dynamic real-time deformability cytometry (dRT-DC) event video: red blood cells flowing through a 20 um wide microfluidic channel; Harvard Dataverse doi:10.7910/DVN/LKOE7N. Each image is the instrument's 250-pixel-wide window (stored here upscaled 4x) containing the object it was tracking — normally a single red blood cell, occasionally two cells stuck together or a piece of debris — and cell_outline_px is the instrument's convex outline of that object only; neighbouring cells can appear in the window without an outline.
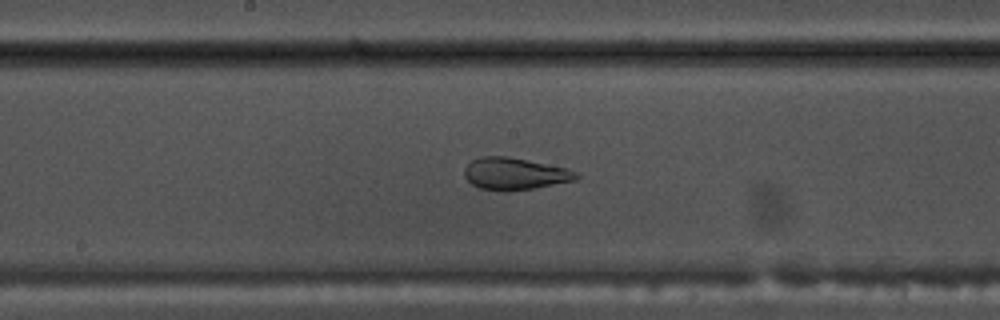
{"species": "common noctule bat (a hibernating species)", "species_latin": "Nyctalus noctula", "temperature_condition": "warm", "stored_images_in_passage": 46, "camera_frame_rate_fps": 3000, "um_per_image_px": 0.085, "animal": {"sex": "male", "body_mass_g": 17.5, "forearm_length_mm": 52.3}, "frame": {"image": 1, "passage_image": 27, "time_ms": 8.667, "image_size_px": [1000, 320], "cell_outline_px": [[580, 176], [576, 180], [536, 188], [508, 192], [500, 192], [480, 188], [472, 184], [464, 176], [464, 168], [472, 160], [480, 156], [508, 156], [568, 168], [576, 172]], "centroid_in_image_um": [43.76, 14.78], "position_along_channel_um": 204.4, "area_um2": 21.21}}
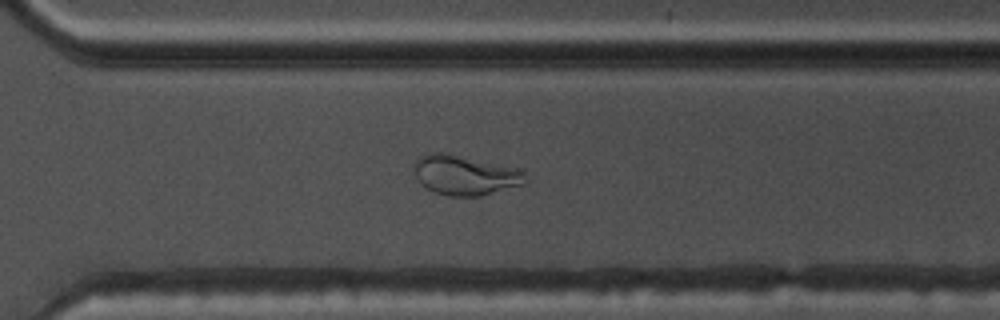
{"frame": {"image": 2, "passage_image": 37, "time_ms": 12.0, "image_size_px": [1000, 320], "cell_outline_px": [[528, 180], [524, 184], [480, 196], [448, 196], [432, 192], [424, 188], [420, 184], [412, 168], [416, 160], [420, 156], [428, 152], [444, 152], [516, 168], [524, 172]], "centroid_in_image_um": [39.47, 14.89], "position_along_channel_um": 331.1, "area_um2": 26.01}}
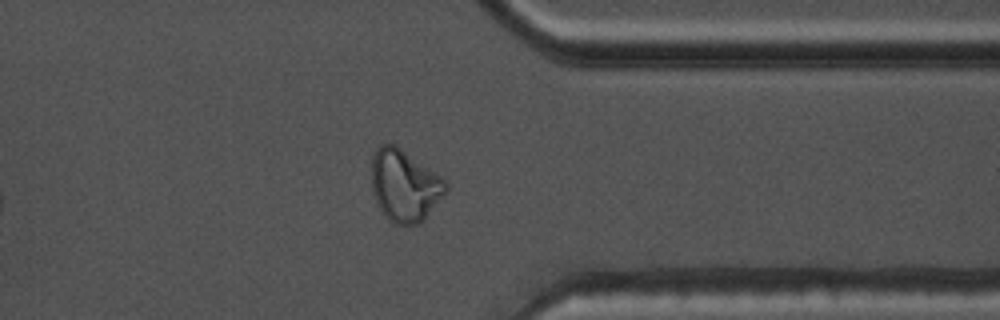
{"frame": {"image": 3, "passage_image": 41, "time_ms": 13.333, "image_size_px": [1000, 320], "cell_outline_px": [[448, 188], [420, 224], [396, 224], [388, 220], [380, 208], [372, 192], [372, 156], [376, 148], [380, 144], [396, 144], [448, 180]], "centroid_in_image_um": [34.39, 15.74], "position_along_channel_um": 377.0, "area_um2": 31.15}, "authors_computed_cell_mechanics": {"area_um2": 25.7499, "velocity_mm_per_s": 3.8069, "shape_relaxation_time_tau1_ms": null, "shape_relaxation_time_tau2_ms": 0.925, "deformation_change_tau1": null, "deformation_change_tau2": 0.0611}}